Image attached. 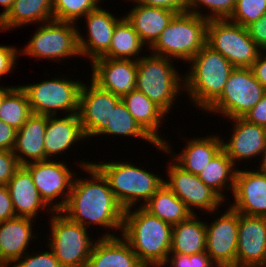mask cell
Returning a JSON list of instances; mask_svg holds the SVG:
<instances>
[{
  "mask_svg": "<svg viewBox=\"0 0 266 267\" xmlns=\"http://www.w3.org/2000/svg\"><path fill=\"white\" fill-rule=\"evenodd\" d=\"M81 165L92 178L73 181L68 200L60 213H65L68 219L84 227L89 222L122 230L125 209L116 200L107 179L92 163Z\"/></svg>",
  "mask_w": 266,
  "mask_h": 267,
  "instance_id": "1",
  "label": "cell"
},
{
  "mask_svg": "<svg viewBox=\"0 0 266 267\" xmlns=\"http://www.w3.org/2000/svg\"><path fill=\"white\" fill-rule=\"evenodd\" d=\"M130 210L124 211L122 237L145 267L167 264L173 226L152 215L143 206L133 212Z\"/></svg>",
  "mask_w": 266,
  "mask_h": 267,
  "instance_id": "2",
  "label": "cell"
},
{
  "mask_svg": "<svg viewBox=\"0 0 266 267\" xmlns=\"http://www.w3.org/2000/svg\"><path fill=\"white\" fill-rule=\"evenodd\" d=\"M191 72L183 86L190 92L194 103L207 110L223 92L234 66L207 44L189 61Z\"/></svg>",
  "mask_w": 266,
  "mask_h": 267,
  "instance_id": "3",
  "label": "cell"
},
{
  "mask_svg": "<svg viewBox=\"0 0 266 267\" xmlns=\"http://www.w3.org/2000/svg\"><path fill=\"white\" fill-rule=\"evenodd\" d=\"M207 24L195 13L175 14L150 48L155 55L190 61L206 45Z\"/></svg>",
  "mask_w": 266,
  "mask_h": 267,
  "instance_id": "4",
  "label": "cell"
},
{
  "mask_svg": "<svg viewBox=\"0 0 266 267\" xmlns=\"http://www.w3.org/2000/svg\"><path fill=\"white\" fill-rule=\"evenodd\" d=\"M107 179L118 203L132 208L139 199L145 203L163 185L164 180L130 163H92Z\"/></svg>",
  "mask_w": 266,
  "mask_h": 267,
  "instance_id": "5",
  "label": "cell"
},
{
  "mask_svg": "<svg viewBox=\"0 0 266 267\" xmlns=\"http://www.w3.org/2000/svg\"><path fill=\"white\" fill-rule=\"evenodd\" d=\"M170 58L152 54L137 59L136 89L144 93L165 113L179 93L180 83L177 73L171 66Z\"/></svg>",
  "mask_w": 266,
  "mask_h": 267,
  "instance_id": "6",
  "label": "cell"
},
{
  "mask_svg": "<svg viewBox=\"0 0 266 267\" xmlns=\"http://www.w3.org/2000/svg\"><path fill=\"white\" fill-rule=\"evenodd\" d=\"M206 44L221 53L234 67L250 68L260 55L247 27L228 19L208 21Z\"/></svg>",
  "mask_w": 266,
  "mask_h": 267,
  "instance_id": "7",
  "label": "cell"
},
{
  "mask_svg": "<svg viewBox=\"0 0 266 267\" xmlns=\"http://www.w3.org/2000/svg\"><path fill=\"white\" fill-rule=\"evenodd\" d=\"M266 94L251 68L235 67L221 96L207 109L229 118H243Z\"/></svg>",
  "mask_w": 266,
  "mask_h": 267,
  "instance_id": "8",
  "label": "cell"
},
{
  "mask_svg": "<svg viewBox=\"0 0 266 267\" xmlns=\"http://www.w3.org/2000/svg\"><path fill=\"white\" fill-rule=\"evenodd\" d=\"M56 213L52 215V241L49 244L54 256L62 267H86L93 248L87 228L60 211Z\"/></svg>",
  "mask_w": 266,
  "mask_h": 267,
  "instance_id": "9",
  "label": "cell"
},
{
  "mask_svg": "<svg viewBox=\"0 0 266 267\" xmlns=\"http://www.w3.org/2000/svg\"><path fill=\"white\" fill-rule=\"evenodd\" d=\"M81 86L80 81L58 78L20 87L27 95L33 114L56 116L57 110L78 113Z\"/></svg>",
  "mask_w": 266,
  "mask_h": 267,
  "instance_id": "10",
  "label": "cell"
},
{
  "mask_svg": "<svg viewBox=\"0 0 266 267\" xmlns=\"http://www.w3.org/2000/svg\"><path fill=\"white\" fill-rule=\"evenodd\" d=\"M48 23L38 28L23 53L50 60L80 55L78 30L74 23L54 19Z\"/></svg>",
  "mask_w": 266,
  "mask_h": 267,
  "instance_id": "11",
  "label": "cell"
},
{
  "mask_svg": "<svg viewBox=\"0 0 266 267\" xmlns=\"http://www.w3.org/2000/svg\"><path fill=\"white\" fill-rule=\"evenodd\" d=\"M82 84L79 95V111L83 133L86 137L100 135L108 125V119L121 97L102 89L91 79L90 88Z\"/></svg>",
  "mask_w": 266,
  "mask_h": 267,
  "instance_id": "12",
  "label": "cell"
},
{
  "mask_svg": "<svg viewBox=\"0 0 266 267\" xmlns=\"http://www.w3.org/2000/svg\"><path fill=\"white\" fill-rule=\"evenodd\" d=\"M239 213L227 209L210 226L206 223V253L216 266H236Z\"/></svg>",
  "mask_w": 266,
  "mask_h": 267,
  "instance_id": "13",
  "label": "cell"
},
{
  "mask_svg": "<svg viewBox=\"0 0 266 267\" xmlns=\"http://www.w3.org/2000/svg\"><path fill=\"white\" fill-rule=\"evenodd\" d=\"M169 182L164 181L166 186L186 205L192 212L191 206L215 211L223 202V198L210 186H207L198 175L187 172L178 166L175 161L168 168Z\"/></svg>",
  "mask_w": 266,
  "mask_h": 267,
  "instance_id": "14",
  "label": "cell"
},
{
  "mask_svg": "<svg viewBox=\"0 0 266 267\" xmlns=\"http://www.w3.org/2000/svg\"><path fill=\"white\" fill-rule=\"evenodd\" d=\"M24 167L32 175L34 185L47 205L59 195L63 196L64 190H69L67 196L63 197V201L61 200L58 204L55 203L56 205L50 207L53 212L60 211L65 206L72 188V172L65 164L50 160L31 161Z\"/></svg>",
  "mask_w": 266,
  "mask_h": 267,
  "instance_id": "15",
  "label": "cell"
},
{
  "mask_svg": "<svg viewBox=\"0 0 266 267\" xmlns=\"http://www.w3.org/2000/svg\"><path fill=\"white\" fill-rule=\"evenodd\" d=\"M266 267V217L239 214L236 267Z\"/></svg>",
  "mask_w": 266,
  "mask_h": 267,
  "instance_id": "16",
  "label": "cell"
},
{
  "mask_svg": "<svg viewBox=\"0 0 266 267\" xmlns=\"http://www.w3.org/2000/svg\"><path fill=\"white\" fill-rule=\"evenodd\" d=\"M137 59L97 58L92 62V80L122 98L136 89Z\"/></svg>",
  "mask_w": 266,
  "mask_h": 267,
  "instance_id": "17",
  "label": "cell"
},
{
  "mask_svg": "<svg viewBox=\"0 0 266 267\" xmlns=\"http://www.w3.org/2000/svg\"><path fill=\"white\" fill-rule=\"evenodd\" d=\"M231 207L239 214L266 217V171L237 170Z\"/></svg>",
  "mask_w": 266,
  "mask_h": 267,
  "instance_id": "18",
  "label": "cell"
},
{
  "mask_svg": "<svg viewBox=\"0 0 266 267\" xmlns=\"http://www.w3.org/2000/svg\"><path fill=\"white\" fill-rule=\"evenodd\" d=\"M84 17L88 24L89 40L88 42L86 39L84 40L78 31L79 51L80 55L89 56L93 62L109 50L114 29L120 19L115 18L101 7L89 12Z\"/></svg>",
  "mask_w": 266,
  "mask_h": 267,
  "instance_id": "19",
  "label": "cell"
},
{
  "mask_svg": "<svg viewBox=\"0 0 266 267\" xmlns=\"http://www.w3.org/2000/svg\"><path fill=\"white\" fill-rule=\"evenodd\" d=\"M95 242L86 267H145L123 237L106 233Z\"/></svg>",
  "mask_w": 266,
  "mask_h": 267,
  "instance_id": "20",
  "label": "cell"
},
{
  "mask_svg": "<svg viewBox=\"0 0 266 267\" xmlns=\"http://www.w3.org/2000/svg\"><path fill=\"white\" fill-rule=\"evenodd\" d=\"M235 121L233 136L227 143H222V149L232 160L248 159L263 154L266 148V128L247 122L243 118H233Z\"/></svg>",
  "mask_w": 266,
  "mask_h": 267,
  "instance_id": "21",
  "label": "cell"
},
{
  "mask_svg": "<svg viewBox=\"0 0 266 267\" xmlns=\"http://www.w3.org/2000/svg\"><path fill=\"white\" fill-rule=\"evenodd\" d=\"M32 218L16 216L0 222V267L20 260L32 237Z\"/></svg>",
  "mask_w": 266,
  "mask_h": 267,
  "instance_id": "22",
  "label": "cell"
},
{
  "mask_svg": "<svg viewBox=\"0 0 266 267\" xmlns=\"http://www.w3.org/2000/svg\"><path fill=\"white\" fill-rule=\"evenodd\" d=\"M46 126L47 115L32 114L17 130L13 154L17 157L21 166L30 162L22 157L24 155L33 159L32 162L46 160L44 147ZM19 152L22 156L17 154Z\"/></svg>",
  "mask_w": 266,
  "mask_h": 267,
  "instance_id": "23",
  "label": "cell"
},
{
  "mask_svg": "<svg viewBox=\"0 0 266 267\" xmlns=\"http://www.w3.org/2000/svg\"><path fill=\"white\" fill-rule=\"evenodd\" d=\"M16 216L34 219L41 208L49 207L40 197L32 175L21 166L7 183Z\"/></svg>",
  "mask_w": 266,
  "mask_h": 267,
  "instance_id": "24",
  "label": "cell"
},
{
  "mask_svg": "<svg viewBox=\"0 0 266 267\" xmlns=\"http://www.w3.org/2000/svg\"><path fill=\"white\" fill-rule=\"evenodd\" d=\"M85 139L78 113L66 115L64 118L47 116V126L45 129V155L46 160L54 154L64 152L67 148ZM62 151V152H61Z\"/></svg>",
  "mask_w": 266,
  "mask_h": 267,
  "instance_id": "25",
  "label": "cell"
},
{
  "mask_svg": "<svg viewBox=\"0 0 266 267\" xmlns=\"http://www.w3.org/2000/svg\"><path fill=\"white\" fill-rule=\"evenodd\" d=\"M175 14V12L168 9L137 3V6L125 17L132 24L142 42L145 44L146 41L151 47Z\"/></svg>",
  "mask_w": 266,
  "mask_h": 267,
  "instance_id": "26",
  "label": "cell"
},
{
  "mask_svg": "<svg viewBox=\"0 0 266 267\" xmlns=\"http://www.w3.org/2000/svg\"><path fill=\"white\" fill-rule=\"evenodd\" d=\"M121 100L136 122L158 143L164 140L158 135L160 121L166 113L152 102L144 93L135 89L132 93L124 95Z\"/></svg>",
  "mask_w": 266,
  "mask_h": 267,
  "instance_id": "27",
  "label": "cell"
},
{
  "mask_svg": "<svg viewBox=\"0 0 266 267\" xmlns=\"http://www.w3.org/2000/svg\"><path fill=\"white\" fill-rule=\"evenodd\" d=\"M191 214L173 226L170 253L192 255L206 252V225Z\"/></svg>",
  "mask_w": 266,
  "mask_h": 267,
  "instance_id": "28",
  "label": "cell"
},
{
  "mask_svg": "<svg viewBox=\"0 0 266 267\" xmlns=\"http://www.w3.org/2000/svg\"><path fill=\"white\" fill-rule=\"evenodd\" d=\"M53 20L52 0H14L11 9L0 19L1 30L27 23Z\"/></svg>",
  "mask_w": 266,
  "mask_h": 267,
  "instance_id": "29",
  "label": "cell"
},
{
  "mask_svg": "<svg viewBox=\"0 0 266 267\" xmlns=\"http://www.w3.org/2000/svg\"><path fill=\"white\" fill-rule=\"evenodd\" d=\"M222 143L223 141L216 136L193 139L174 160L183 170L198 175L206 164L222 150Z\"/></svg>",
  "mask_w": 266,
  "mask_h": 267,
  "instance_id": "30",
  "label": "cell"
},
{
  "mask_svg": "<svg viewBox=\"0 0 266 267\" xmlns=\"http://www.w3.org/2000/svg\"><path fill=\"white\" fill-rule=\"evenodd\" d=\"M143 207L152 215L174 226L193 214L165 183L145 203Z\"/></svg>",
  "mask_w": 266,
  "mask_h": 267,
  "instance_id": "31",
  "label": "cell"
},
{
  "mask_svg": "<svg viewBox=\"0 0 266 267\" xmlns=\"http://www.w3.org/2000/svg\"><path fill=\"white\" fill-rule=\"evenodd\" d=\"M101 134H112V135H128L135 136L142 139H145L151 144L156 145L157 148L162 149L163 151L169 152V146L166 144H158L132 117L130 112L128 111L125 103L120 100L112 112L108 119L107 128Z\"/></svg>",
  "mask_w": 266,
  "mask_h": 267,
  "instance_id": "32",
  "label": "cell"
},
{
  "mask_svg": "<svg viewBox=\"0 0 266 267\" xmlns=\"http://www.w3.org/2000/svg\"><path fill=\"white\" fill-rule=\"evenodd\" d=\"M144 43L132 24L122 18L114 29L109 50L102 56L112 59H130L137 56Z\"/></svg>",
  "mask_w": 266,
  "mask_h": 267,
  "instance_id": "33",
  "label": "cell"
},
{
  "mask_svg": "<svg viewBox=\"0 0 266 267\" xmlns=\"http://www.w3.org/2000/svg\"><path fill=\"white\" fill-rule=\"evenodd\" d=\"M233 167L235 166L232 160L222 149L210 162H208V164H206L204 169L198 174V177L224 199L225 197L220 189L227 185L225 183L228 182V179L231 182V187H228L234 191L236 170H234Z\"/></svg>",
  "mask_w": 266,
  "mask_h": 267,
  "instance_id": "34",
  "label": "cell"
},
{
  "mask_svg": "<svg viewBox=\"0 0 266 267\" xmlns=\"http://www.w3.org/2000/svg\"><path fill=\"white\" fill-rule=\"evenodd\" d=\"M30 104L24 90L14 87L4 98L0 108V120L19 130L32 115Z\"/></svg>",
  "mask_w": 266,
  "mask_h": 267,
  "instance_id": "35",
  "label": "cell"
},
{
  "mask_svg": "<svg viewBox=\"0 0 266 267\" xmlns=\"http://www.w3.org/2000/svg\"><path fill=\"white\" fill-rule=\"evenodd\" d=\"M99 0H52L53 19L75 23L77 18L86 16L97 9Z\"/></svg>",
  "mask_w": 266,
  "mask_h": 267,
  "instance_id": "36",
  "label": "cell"
},
{
  "mask_svg": "<svg viewBox=\"0 0 266 267\" xmlns=\"http://www.w3.org/2000/svg\"><path fill=\"white\" fill-rule=\"evenodd\" d=\"M266 13V0H236L230 21L247 27Z\"/></svg>",
  "mask_w": 266,
  "mask_h": 267,
  "instance_id": "37",
  "label": "cell"
},
{
  "mask_svg": "<svg viewBox=\"0 0 266 267\" xmlns=\"http://www.w3.org/2000/svg\"><path fill=\"white\" fill-rule=\"evenodd\" d=\"M235 3L236 0H187V12L195 13L201 17H204L208 21L229 19L234 10ZM200 4H203L209 8L212 14L210 16H203L196 9V7H199Z\"/></svg>",
  "mask_w": 266,
  "mask_h": 267,
  "instance_id": "38",
  "label": "cell"
},
{
  "mask_svg": "<svg viewBox=\"0 0 266 267\" xmlns=\"http://www.w3.org/2000/svg\"><path fill=\"white\" fill-rule=\"evenodd\" d=\"M172 255L171 266L173 267H213L215 264L206 252L192 255L173 253Z\"/></svg>",
  "mask_w": 266,
  "mask_h": 267,
  "instance_id": "39",
  "label": "cell"
},
{
  "mask_svg": "<svg viewBox=\"0 0 266 267\" xmlns=\"http://www.w3.org/2000/svg\"><path fill=\"white\" fill-rule=\"evenodd\" d=\"M21 167L17 157L10 150H0V185H7Z\"/></svg>",
  "mask_w": 266,
  "mask_h": 267,
  "instance_id": "40",
  "label": "cell"
},
{
  "mask_svg": "<svg viewBox=\"0 0 266 267\" xmlns=\"http://www.w3.org/2000/svg\"><path fill=\"white\" fill-rule=\"evenodd\" d=\"M17 264L12 267H62L58 259L51 252H41L39 255H27L24 260L16 261Z\"/></svg>",
  "mask_w": 266,
  "mask_h": 267,
  "instance_id": "41",
  "label": "cell"
},
{
  "mask_svg": "<svg viewBox=\"0 0 266 267\" xmlns=\"http://www.w3.org/2000/svg\"><path fill=\"white\" fill-rule=\"evenodd\" d=\"M136 3L157 8H164L176 14L187 12V0H135Z\"/></svg>",
  "mask_w": 266,
  "mask_h": 267,
  "instance_id": "42",
  "label": "cell"
},
{
  "mask_svg": "<svg viewBox=\"0 0 266 267\" xmlns=\"http://www.w3.org/2000/svg\"><path fill=\"white\" fill-rule=\"evenodd\" d=\"M248 33L261 49H266V13L247 26Z\"/></svg>",
  "mask_w": 266,
  "mask_h": 267,
  "instance_id": "43",
  "label": "cell"
},
{
  "mask_svg": "<svg viewBox=\"0 0 266 267\" xmlns=\"http://www.w3.org/2000/svg\"><path fill=\"white\" fill-rule=\"evenodd\" d=\"M247 122L266 128V94L243 117Z\"/></svg>",
  "mask_w": 266,
  "mask_h": 267,
  "instance_id": "44",
  "label": "cell"
},
{
  "mask_svg": "<svg viewBox=\"0 0 266 267\" xmlns=\"http://www.w3.org/2000/svg\"><path fill=\"white\" fill-rule=\"evenodd\" d=\"M16 217L9 190L6 185H0V222Z\"/></svg>",
  "mask_w": 266,
  "mask_h": 267,
  "instance_id": "45",
  "label": "cell"
},
{
  "mask_svg": "<svg viewBox=\"0 0 266 267\" xmlns=\"http://www.w3.org/2000/svg\"><path fill=\"white\" fill-rule=\"evenodd\" d=\"M17 49L10 46H0V76L10 73L15 66Z\"/></svg>",
  "mask_w": 266,
  "mask_h": 267,
  "instance_id": "46",
  "label": "cell"
},
{
  "mask_svg": "<svg viewBox=\"0 0 266 267\" xmlns=\"http://www.w3.org/2000/svg\"><path fill=\"white\" fill-rule=\"evenodd\" d=\"M17 130L0 120V150L13 151Z\"/></svg>",
  "mask_w": 266,
  "mask_h": 267,
  "instance_id": "47",
  "label": "cell"
},
{
  "mask_svg": "<svg viewBox=\"0 0 266 267\" xmlns=\"http://www.w3.org/2000/svg\"><path fill=\"white\" fill-rule=\"evenodd\" d=\"M262 56L260 53L250 68L257 81L266 89V56H263L265 58H262Z\"/></svg>",
  "mask_w": 266,
  "mask_h": 267,
  "instance_id": "48",
  "label": "cell"
},
{
  "mask_svg": "<svg viewBox=\"0 0 266 267\" xmlns=\"http://www.w3.org/2000/svg\"><path fill=\"white\" fill-rule=\"evenodd\" d=\"M14 0H0L1 6H4L5 10L0 14V19L7 14L11 9Z\"/></svg>",
  "mask_w": 266,
  "mask_h": 267,
  "instance_id": "49",
  "label": "cell"
},
{
  "mask_svg": "<svg viewBox=\"0 0 266 267\" xmlns=\"http://www.w3.org/2000/svg\"><path fill=\"white\" fill-rule=\"evenodd\" d=\"M14 87H0V108L4 101L5 96L13 89Z\"/></svg>",
  "mask_w": 266,
  "mask_h": 267,
  "instance_id": "50",
  "label": "cell"
},
{
  "mask_svg": "<svg viewBox=\"0 0 266 267\" xmlns=\"http://www.w3.org/2000/svg\"><path fill=\"white\" fill-rule=\"evenodd\" d=\"M263 171H266V148L263 152V158H262V163H261V169Z\"/></svg>",
  "mask_w": 266,
  "mask_h": 267,
  "instance_id": "51",
  "label": "cell"
},
{
  "mask_svg": "<svg viewBox=\"0 0 266 267\" xmlns=\"http://www.w3.org/2000/svg\"><path fill=\"white\" fill-rule=\"evenodd\" d=\"M217 267H236V266H222V265H219Z\"/></svg>",
  "mask_w": 266,
  "mask_h": 267,
  "instance_id": "52",
  "label": "cell"
}]
</instances>
